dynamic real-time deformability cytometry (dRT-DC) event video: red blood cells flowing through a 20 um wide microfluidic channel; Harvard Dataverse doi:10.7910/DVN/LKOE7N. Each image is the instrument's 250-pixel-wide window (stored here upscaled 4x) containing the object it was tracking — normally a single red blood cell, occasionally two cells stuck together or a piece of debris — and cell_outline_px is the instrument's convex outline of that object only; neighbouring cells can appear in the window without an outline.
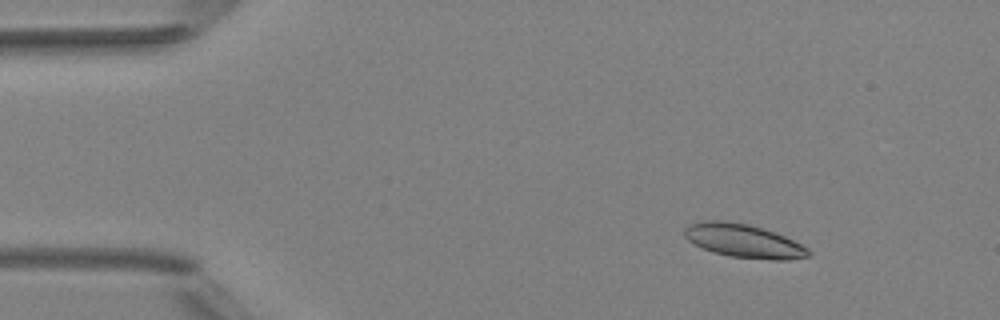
{"species": "Egyptian fruit bat (a non-hibernating species)", "species_latin": "Rousettus aegyptiacus", "temperature_condition": "room temperature", "stored_images_in_passage": 5, "camera_frame_rate_fps": 3000, "um_per_image_px": 0.085, "animal": {"sex": "female"}, "frame": {"image": 1, "passage_image": 2, "time_ms": 1.0, "image_size_px": [1000, 320], "cell_outline_px": [[812, 252], [808, 256], [788, 260], [772, 260], [732, 256], [712, 252], [688, 240], [684, 236], [684, 228], [688, 224], [704, 220], [724, 220], [748, 224], [784, 236], [808, 248]], "centroid_in_image_um": [63.18, 20.47], "position_along_channel_um": 21.8, "area_um2": 23.99}}